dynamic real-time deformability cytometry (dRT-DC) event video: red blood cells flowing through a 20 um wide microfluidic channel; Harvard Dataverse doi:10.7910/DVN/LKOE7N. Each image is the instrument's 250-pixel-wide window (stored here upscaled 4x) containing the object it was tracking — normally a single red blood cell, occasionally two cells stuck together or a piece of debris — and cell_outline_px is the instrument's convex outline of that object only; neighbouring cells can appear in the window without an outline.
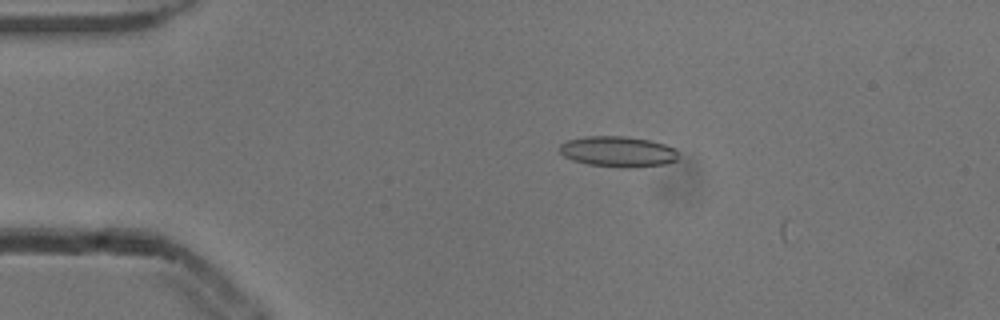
{"species": "common noctule bat (a hibernating species)", "species_latin": "Nyctalus noctula", "temperature_condition": "cold", "stored_images_in_passage": 3, "camera_frame_rate_fps": 3000, "um_per_image_px": 0.085, "animal": {"sex": "male", "body_mass_g": 13.3}, "frame": {"image": 1, "passage_image": 2, "time_ms": 0.333, "image_size_px": [1000, 320], "cell_outline_px": [[676, 160], [664, 164], [628, 168], [624, 168], [588, 164], [572, 160], [564, 156], [560, 152], [560, 144], [568, 140], [584, 136], [624, 136], [648, 140], [664, 144], [676, 148]], "centroid_in_image_um": [52.5, 12.88], "position_along_channel_um": 32.5, "area_um2": 21.1}}